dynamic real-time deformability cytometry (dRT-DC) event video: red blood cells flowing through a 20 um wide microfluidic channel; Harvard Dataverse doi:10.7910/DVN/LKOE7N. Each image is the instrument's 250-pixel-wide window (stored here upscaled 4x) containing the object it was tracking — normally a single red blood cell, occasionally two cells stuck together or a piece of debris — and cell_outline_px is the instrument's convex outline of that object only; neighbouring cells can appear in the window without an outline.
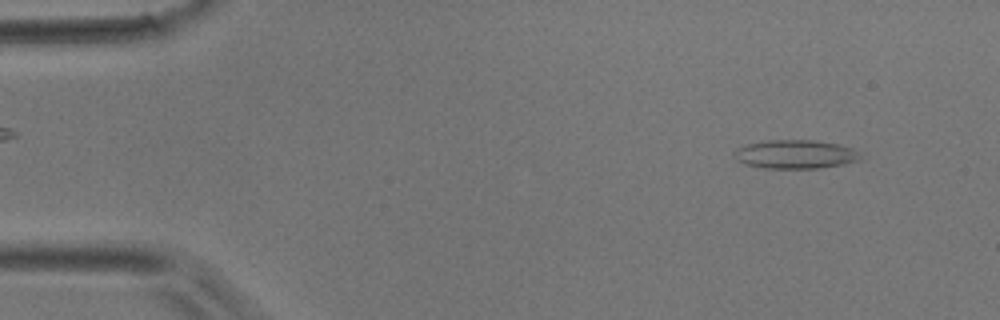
{"species": "common noctule bat (a hibernating species)", "species_latin": "Nyctalus noctula", "temperature_condition": "room temperature", "stored_images_in_passage": 46, "camera_frame_rate_fps": 3000, "um_per_image_px": 0.085, "animal": {"sex": "male", "body_mass_g": 17.9}, "frame": {"image": 1, "passage_image": 4, "time_ms": 1.0, "image_size_px": [1000, 320], "cell_outline_px": [[860, 160], [844, 164], [820, 168], [764, 168], [744, 164], [736, 160], [732, 156], [736, 148], [744, 144], [764, 140], [812, 140], [840, 144], [852, 148], [860, 156]], "centroid_in_image_um": [67.54, 13.11], "position_along_channel_um": 17.5, "area_um2": 21.33}}
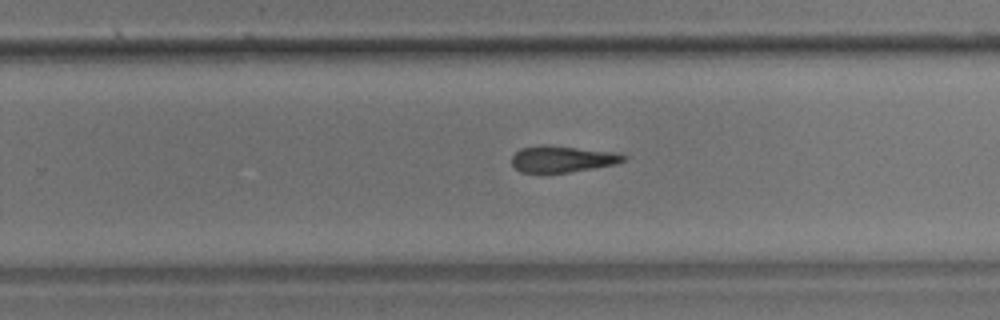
{"frame": {"image": 2, "passage_image": 29, "time_ms": 9.333, "image_size_px": [1000, 320], "cell_outline_px": [[628, 156], [624, 160], [616, 164], [568, 172], [520, 172], [512, 164], [512, 156], [520, 148], [540, 144], [544, 144], [616, 152]], "centroid_in_image_um": [47.79, 13.5], "position_along_channel_um": 282.0, "area_um2": 17.17}}
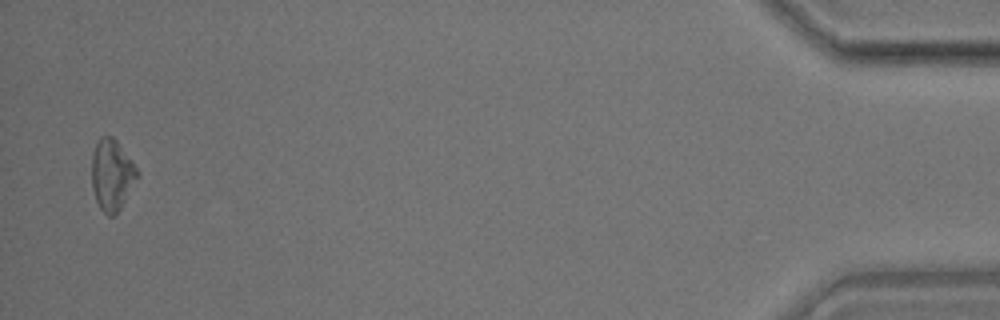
{"frame": {"image": 3, "passage_image": 45, "time_ms": 14.667, "image_size_px": [1000, 320], "cell_outline_px": [[140, 176], [120, 208], [112, 216], [108, 216], [100, 208], [96, 200], [92, 188], [92, 156], [96, 144], [100, 136], [112, 136], [116, 140], [132, 160], [140, 172]], "centroid_in_image_um": [9.53, 14.85], "position_along_channel_um": 425.7, "area_um2": 18.9}}